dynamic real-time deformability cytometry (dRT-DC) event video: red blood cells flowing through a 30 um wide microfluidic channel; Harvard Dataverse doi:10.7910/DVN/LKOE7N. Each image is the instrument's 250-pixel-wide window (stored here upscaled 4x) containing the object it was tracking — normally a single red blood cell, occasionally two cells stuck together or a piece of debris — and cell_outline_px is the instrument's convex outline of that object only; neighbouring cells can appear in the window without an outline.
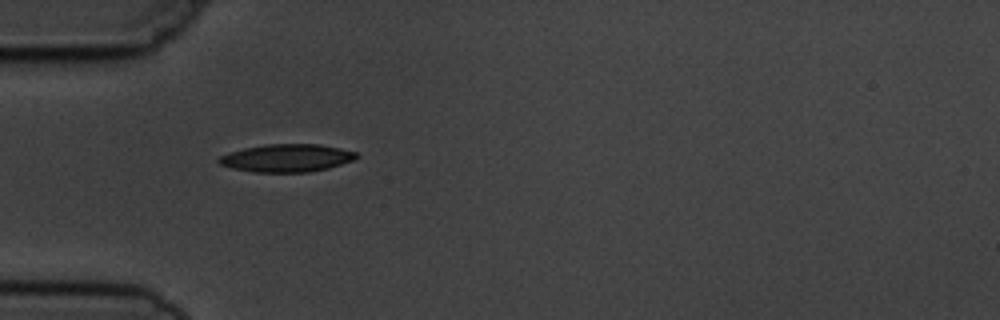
{"species": "common noctule bat (a hibernating species)", "species_latin": "Nyctalus noctula", "temperature_condition": "cold", "stored_images_in_passage": 2, "camera_frame_rate_fps": 3000, "um_per_image_px": 0.085, "animal": {"sex": "male", "body_mass_g": 19.5, "forearm_length_mm": 54.6}, "frame": {"image": 1, "passage_image": 1, "time_ms": 0.0, "image_size_px": [1000, 320], "cell_outline_px": [[360, 156], [352, 160], [328, 168], [308, 172], [256, 172], [232, 168], [220, 164], [216, 160], [220, 156], [244, 148], [268, 144], [320, 144], [340, 148], [356, 152]], "centroid_in_image_um": [24.39, 13.43], "position_along_channel_um": 60.6, "area_um2": 22.08}}
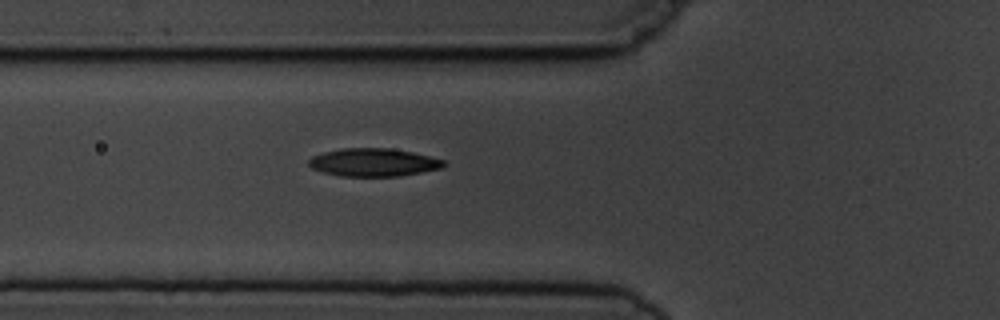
{"frame": {"image": 2, "passage_image": 2, "time_ms": 1.0, "image_size_px": [1000, 320], "cell_outline_px": [[448, 164], [444, 168], [400, 176], [340, 176], [320, 172], [312, 168], [308, 164], [308, 160], [312, 156], [324, 152], [340, 148], [392, 148], [412, 152], [444, 160]], "centroid_in_image_um": [31.75, 13.8], "position_along_channel_um": 94.0, "area_um2": 22.25}}